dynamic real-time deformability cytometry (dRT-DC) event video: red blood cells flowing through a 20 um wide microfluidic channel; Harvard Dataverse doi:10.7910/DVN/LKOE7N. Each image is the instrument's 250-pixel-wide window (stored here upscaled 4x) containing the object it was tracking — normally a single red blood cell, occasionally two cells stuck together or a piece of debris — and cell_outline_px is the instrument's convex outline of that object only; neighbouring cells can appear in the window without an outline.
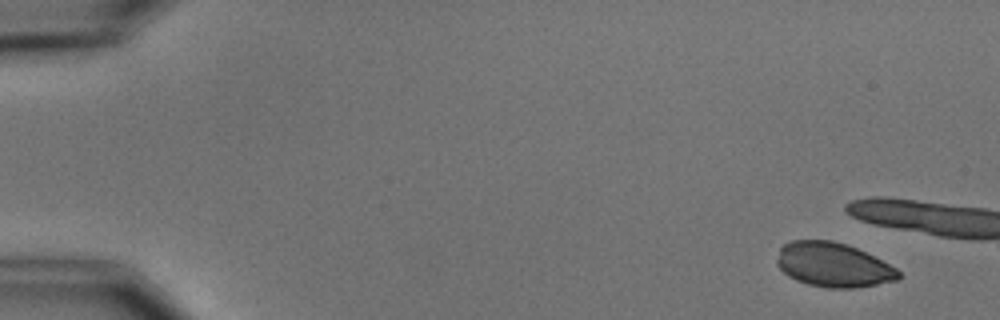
{"species": "common noctule bat (a hibernating species)", "species_latin": "Nyctalus noctula", "temperature_condition": "cold", "stored_images_in_passage": 5, "camera_frame_rate_fps": 3000, "um_per_image_px": 0.085, "animal": {"sex": "male", "body_mass_g": 15.6}, "frame": {"image": 1, "passage_image": 1, "time_ms": 0.0, "image_size_px": [1000, 320], "cell_outline_px": [[900, 280], [856, 288], [828, 288], [808, 284], [796, 280], [788, 276], [776, 264], [776, 260], [780, 248], [784, 244], [792, 240], [832, 240], [856, 248], [896, 268], [900, 272]], "centroid_in_image_um": [70.81, 22.52], "position_along_channel_um": 14.2, "area_um2": 31.33}}